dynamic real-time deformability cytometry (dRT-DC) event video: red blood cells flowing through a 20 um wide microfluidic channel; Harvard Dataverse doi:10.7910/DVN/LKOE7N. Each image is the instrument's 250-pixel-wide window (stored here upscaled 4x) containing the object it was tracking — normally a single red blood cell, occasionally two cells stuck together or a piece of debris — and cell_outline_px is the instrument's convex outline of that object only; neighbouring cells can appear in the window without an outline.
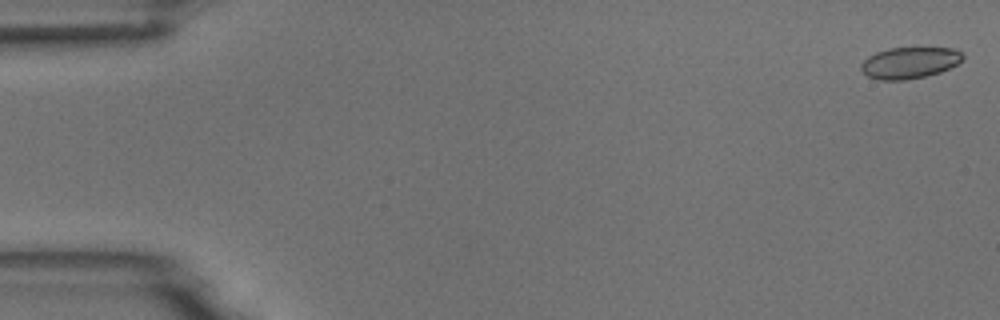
{"species": "common noctule bat (a hibernating species)", "species_latin": "Nyctalus noctula", "temperature_condition": "room temperature", "stored_images_in_passage": 55, "camera_frame_rate_fps": 3000, "um_per_image_px": 0.085, "animal": {"sex": "male", "body_mass_g": 18.8}, "frame": {"image": 1, "passage_image": 1, "time_ms": 0.0, "image_size_px": [1000, 320], "cell_outline_px": [[964, 60], [940, 72], [924, 76], [904, 80], [880, 80], [868, 76], [860, 68], [860, 64], [868, 56], [876, 52], [888, 48], [952, 48], [960, 52], [964, 56]], "centroid_in_image_um": [77.3, 5.33], "position_along_channel_um": 7.7, "area_um2": 18.5}}
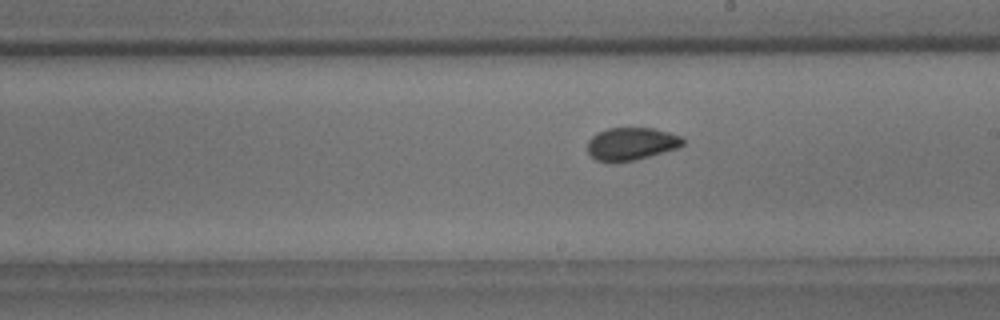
{"frame": {"image": 2, "passage_image": 31, "time_ms": 10.0, "image_size_px": [1000, 320], "cell_outline_px": [[684, 144], [680, 148], [636, 160], [616, 164], [612, 164], [596, 160], [588, 152], [588, 140], [596, 132], [608, 128], [652, 128], [668, 132], [680, 136], [684, 140]], "centroid_in_image_um": [53.65, 12.25], "position_along_channel_um": 235.4, "area_um2": 18.61}}
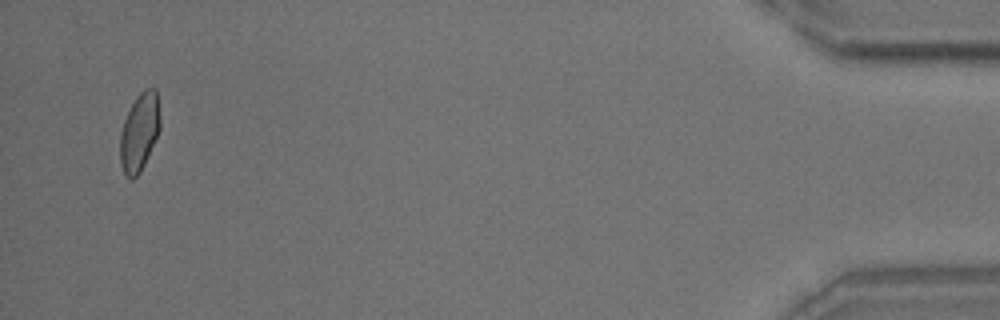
{"frame": {"image": 3, "passage_image": 53, "time_ms": 17.333, "image_size_px": [1000, 320], "cell_outline_px": [[160, 128], [144, 164], [140, 172], [132, 180], [124, 172], [120, 164], [120, 132], [124, 120], [136, 96], [144, 88], [156, 88], [160, 116]], "centroid_in_image_um": [11.85, 11.2], "position_along_channel_um": 423.4, "area_um2": 18.03}, "authors_computed_cell_mechanics": {"area_um2": 18.6694, "velocity_mm_per_s": 3.6847, "shape_relaxation_time_tau1_ms": 5.2844, "shape_relaxation_time_tau2_ms": 1.0282, "deformation_change_tau1": 0.1039, "deformation_change_tau2": 0.0511}}